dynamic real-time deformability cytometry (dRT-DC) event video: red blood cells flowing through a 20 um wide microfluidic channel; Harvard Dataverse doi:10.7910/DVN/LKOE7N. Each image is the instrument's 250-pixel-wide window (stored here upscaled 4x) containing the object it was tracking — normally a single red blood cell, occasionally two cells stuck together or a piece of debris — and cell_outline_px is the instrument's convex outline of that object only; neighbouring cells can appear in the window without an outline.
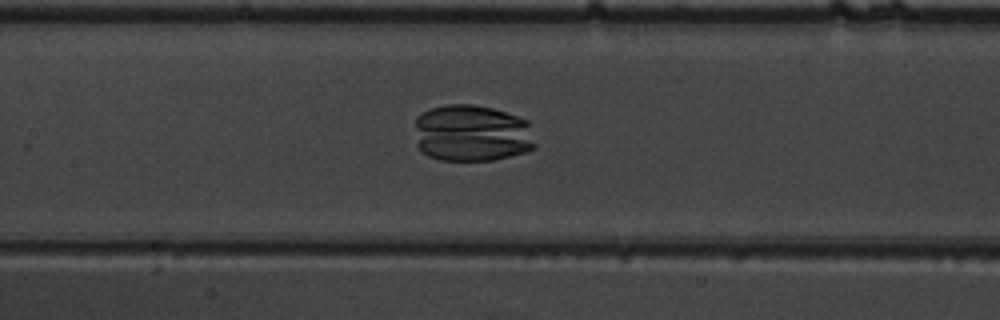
{"species": "common noctule bat (a hibernating species)", "species_latin": "Nyctalus noctula", "temperature_condition": "warm", "stored_images_in_passage": 38, "camera_frame_rate_fps": 3000, "um_per_image_px": 0.085, "animal": {"sex": "male", "body_mass_g": 19.5, "forearm_length_mm": 54.6}, "frame": {"image": 1, "passage_image": 16, "time_ms": 5.0, "image_size_px": [1000, 320], "cell_outline_px": [[536, 148], [524, 152], [492, 160], [440, 160], [428, 156], [416, 144], [416, 116], [432, 108], [444, 104], [472, 104], [492, 108], [528, 120], [536, 144]], "centroid_in_image_um": [40.12, 11.32], "position_along_channel_um": 167.3, "area_um2": 40.11}}
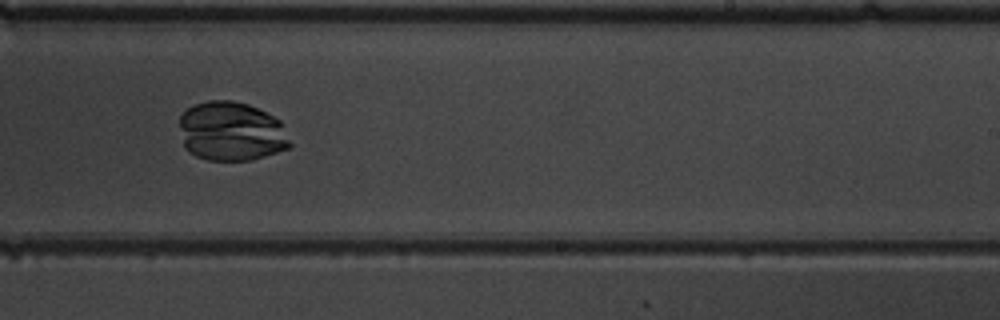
{"frame": {"image": 2, "passage_image": 24, "time_ms": 7.667, "image_size_px": [1000, 320], "cell_outline_px": [[292, 148], [252, 160], [208, 160], [196, 156], [188, 152], [184, 148], [180, 124], [180, 116], [188, 108], [196, 104], [208, 100], [232, 100], [248, 104], [280, 120], [292, 144]], "centroid_in_image_um": [19.68, 11.18], "position_along_channel_um": 269.3, "area_um2": 38.32}}
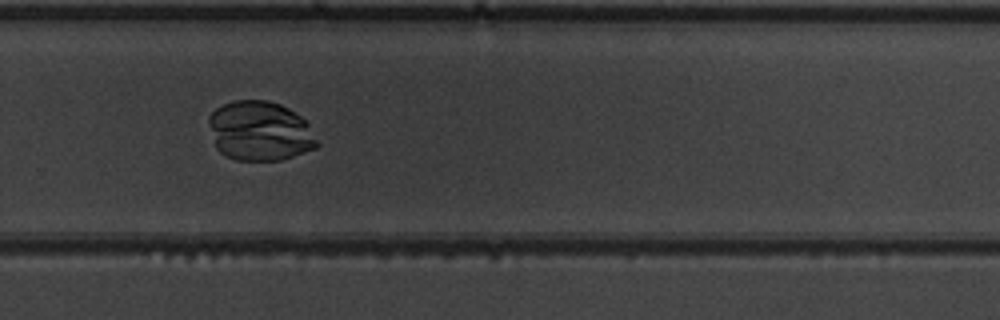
{"frame": {"image": 3, "passage_image": 27, "time_ms": 8.667, "image_size_px": [1000, 320], "cell_outline_px": [[320, 144], [316, 148], [280, 160], [236, 160], [220, 152], [216, 148], [208, 124], [208, 116], [216, 108], [224, 104], [236, 100], [268, 100], [280, 104], [288, 108], [308, 120]], "centroid_in_image_um": [22.12, 11.13], "position_along_channel_um": 307.7, "area_um2": 37.92}}